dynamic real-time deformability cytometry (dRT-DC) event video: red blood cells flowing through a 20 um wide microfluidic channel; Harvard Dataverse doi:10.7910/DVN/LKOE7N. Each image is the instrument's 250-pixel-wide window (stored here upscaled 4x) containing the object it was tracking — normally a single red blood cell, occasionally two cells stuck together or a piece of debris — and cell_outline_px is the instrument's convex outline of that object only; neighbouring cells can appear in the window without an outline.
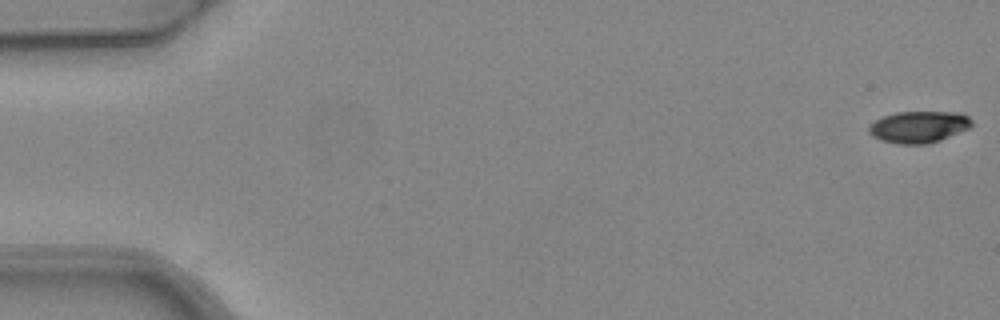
{"species": "common noctule bat (a hibernating species)", "species_latin": "Nyctalus noctula", "temperature_condition": "warm", "stored_images_in_passage": 6, "camera_frame_rate_fps": 3000, "um_per_image_px": 0.085, "animal": {"sex": "female", "body_mass_g": 24.6, "forearm_length_mm": 56.2}, "frame": {"image": 1, "passage_image": 1, "time_ms": 0.0, "image_size_px": [1000, 320], "cell_outline_px": [[972, 124], [968, 128], [940, 140], [928, 144], [896, 144], [880, 140], [872, 136], [868, 132], [868, 124], [884, 116], [896, 112], [960, 112], [968, 116], [972, 120]], "centroid_in_image_um": [78.06, 10.79], "position_along_channel_um": 6.9, "area_um2": 19.07}}